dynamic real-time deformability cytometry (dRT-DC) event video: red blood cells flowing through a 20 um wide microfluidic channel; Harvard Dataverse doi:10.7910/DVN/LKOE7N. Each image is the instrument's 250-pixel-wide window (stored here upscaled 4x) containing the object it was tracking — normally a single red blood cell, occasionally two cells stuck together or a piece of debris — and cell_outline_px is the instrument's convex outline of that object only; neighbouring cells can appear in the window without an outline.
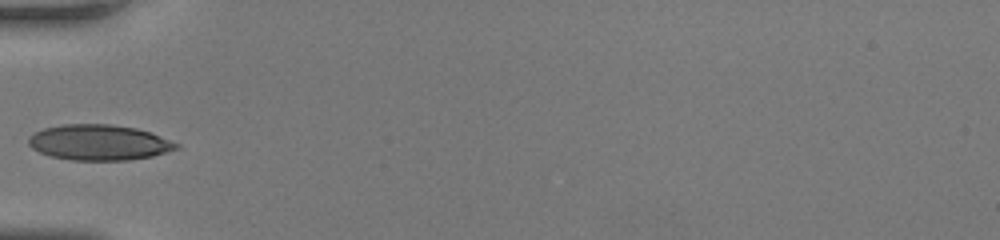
{"species": "human", "species_latin": "Homo sapiens", "temperature_condition": "room temperature", "stored_images_in_passage": 33, "camera_frame_rate_fps": 3000, "um_per_image_px": 0.085, "donor": {"sex": "female"}, "frame": {"image": 1, "passage_image": 1, "time_ms": 0.0, "image_size_px": [1000, 240], "cell_outline_px": [[180, 148], [152, 156], [128, 160], [72, 160], [52, 156], [40, 152], [32, 148], [28, 144], [28, 136], [44, 128], [64, 124], [108, 124], [136, 128], [148, 132], [180, 144]], "centroid_in_image_um": [8.4, 12.11], "position_along_channel_um": 76.6, "area_um2": 30.4}}
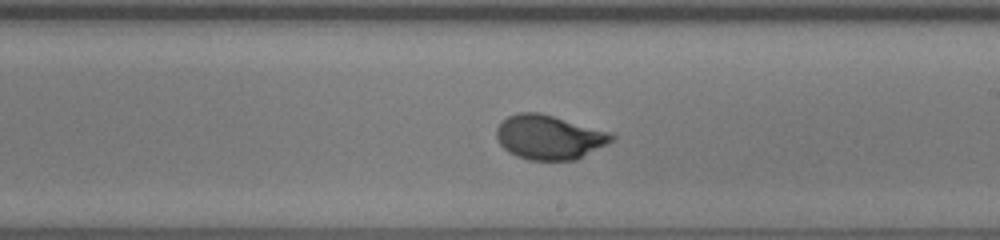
{"frame": {"image": 2, "passage_image": 13, "time_ms": 4.0, "image_size_px": [1000, 240], "cell_outline_px": [[616, 136], [608, 144], [576, 160], [528, 160], [516, 156], [508, 152], [500, 144], [496, 136], [496, 128], [508, 116], [516, 112], [540, 112], [608, 132]], "centroid_in_image_um": [46.65, 11.67], "position_along_channel_um": 242.3, "area_um2": 29.65}}
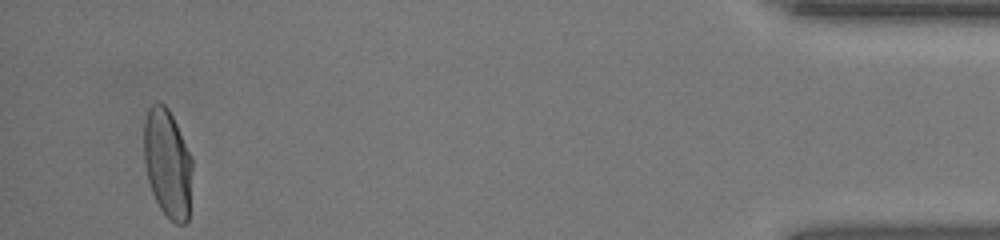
{"frame": {"image": 3, "passage_image": 31, "time_ms": 10.0, "image_size_px": [1000, 240], "cell_outline_px": [[192, 168], [188, 220], [184, 224], [176, 224], [160, 208], [152, 192], [148, 180], [144, 164], [144, 120], [148, 108], [152, 104], [164, 104], [168, 108], [192, 156]], "centroid_in_image_um": [14.24, 13.88], "position_along_channel_um": 421.0, "area_um2": 30.52}, "authors_computed_cell_mechanics": {"area_um2": 29.8248, "velocity_mm_per_s": 4.1572, "shape_relaxation_time_tau1_ms": 3.5562, "shape_relaxation_time_tau2_ms": null, "deformation_change_tau1": 0.1751, "deformation_change_tau2": null}}